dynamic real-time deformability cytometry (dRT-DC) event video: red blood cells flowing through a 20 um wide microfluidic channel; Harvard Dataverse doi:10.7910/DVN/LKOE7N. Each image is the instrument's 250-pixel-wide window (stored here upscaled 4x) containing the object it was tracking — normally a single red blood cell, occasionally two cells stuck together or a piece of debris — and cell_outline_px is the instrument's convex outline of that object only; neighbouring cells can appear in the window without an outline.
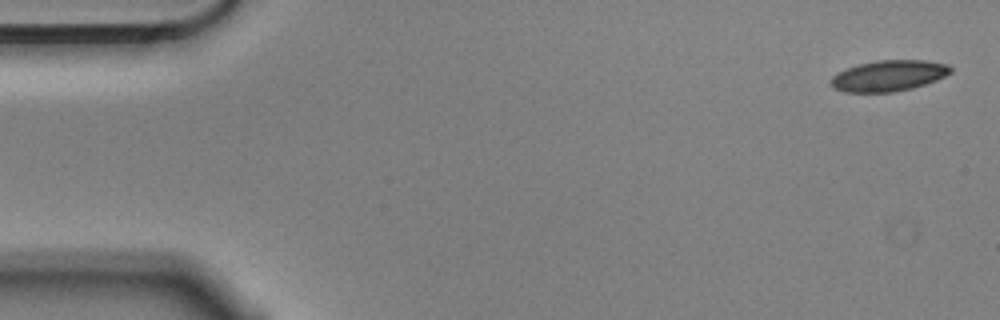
{"species": "Egyptian fruit bat (a non-hibernating species)", "species_latin": "Rousettus aegyptiacus", "temperature_condition": "cold", "stored_images_in_passage": 6, "segment_of_instrument_passage": [2, 2], "camera_frame_rate_fps": 3000, "um_per_image_px": 0.085, "animal": {"sex": "male"}, "frame": {"image": 1, "passage_image": 6, "time_ms": 1.667, "image_size_px": [1000, 320], "cell_outline_px": [[952, 72], [936, 80], [912, 88], [892, 92], [844, 92], [832, 88], [828, 84], [832, 76], [836, 72], [860, 64], [876, 60], [924, 60], [948, 64], [952, 68]], "centroid_in_image_um": [75.5, 6.44], "position_along_channel_um": 9.5, "area_um2": 21.68}}